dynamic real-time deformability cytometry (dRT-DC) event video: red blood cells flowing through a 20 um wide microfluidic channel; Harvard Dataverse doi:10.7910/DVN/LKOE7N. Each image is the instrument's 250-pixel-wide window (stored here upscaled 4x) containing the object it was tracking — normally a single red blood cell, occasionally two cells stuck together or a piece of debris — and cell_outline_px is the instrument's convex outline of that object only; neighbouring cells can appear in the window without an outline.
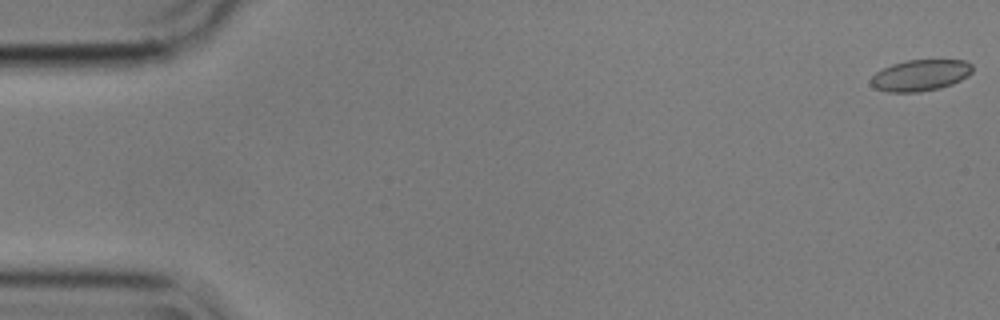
{"species": "common noctule bat (a hibernating species)", "species_latin": "Nyctalus noctula", "temperature_condition": "cold", "stored_images_in_passage": 57, "camera_frame_rate_fps": 3000, "um_per_image_px": 0.085, "animal": {"sex": "male", "body_mass_g": 17.9}, "frame": {"image": 1, "passage_image": 1, "time_ms": 0.0, "image_size_px": [1000, 320], "cell_outline_px": [[972, 72], [968, 76], [952, 84], [940, 88], [920, 92], [888, 92], [876, 88], [872, 84], [872, 76], [876, 72], [892, 64], [908, 60], [964, 60], [972, 64]], "centroid_in_image_um": [78.26, 6.4], "position_along_channel_um": 6.7, "area_um2": 18.38}}
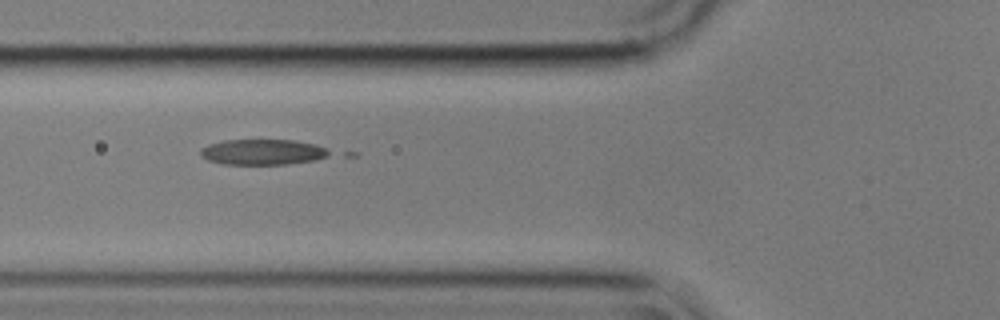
{"frame": {"image": 2, "passage_image": 21, "time_ms": 6.667, "image_size_px": [1000, 320], "cell_outline_px": [[336, 152], [328, 156], [312, 160], [284, 164], [220, 164], [208, 160], [200, 156], [200, 148], [208, 144], [224, 140], [292, 140], [316, 144], [328, 148]], "centroid_in_image_um": [22.34, 12.91], "position_along_channel_um": 103.5, "area_um2": 19.36}}
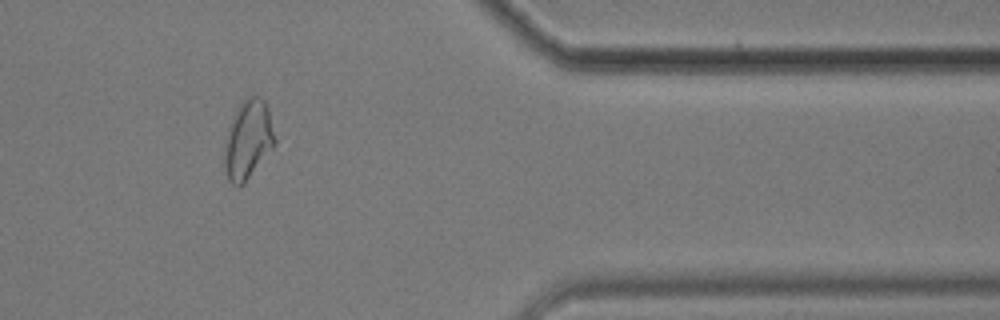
{"frame": {"image": 3, "passage_image": 47, "time_ms": 15.333, "image_size_px": [1000, 320], "cell_outline_px": [[276, 144], [244, 184], [236, 188], [228, 180], [224, 168], [224, 144], [228, 128], [240, 104], [248, 96], [260, 96], [264, 100], [268, 108], [276, 140]], "centroid_in_image_um": [21.08, 11.91], "position_along_channel_um": 390.3, "area_um2": 23.24}}